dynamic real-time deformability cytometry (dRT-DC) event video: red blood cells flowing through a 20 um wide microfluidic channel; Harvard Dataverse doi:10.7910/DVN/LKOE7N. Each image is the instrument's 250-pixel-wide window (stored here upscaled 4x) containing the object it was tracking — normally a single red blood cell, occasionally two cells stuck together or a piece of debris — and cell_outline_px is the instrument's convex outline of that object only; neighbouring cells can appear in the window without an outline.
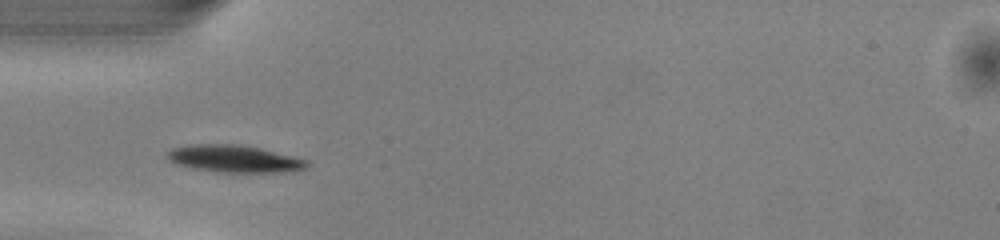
{"species": "common noctule bat (a hibernating species)", "species_latin": "Nyctalus noctula", "temperature_condition": "warm", "stored_images_in_passage": 35, "camera_frame_rate_fps": 3000, "um_per_image_px": 0.085, "animal": {"sex": "male", "body_mass_g": 13.0, "forearm_length_mm": 53.1}, "frame": {"image": 1, "passage_image": 1, "time_ms": 0.0, "image_size_px": [1000, 240], "cell_outline_px": [[308, 168], [296, 172], [216, 172], [192, 168], [168, 160], [168, 152], [172, 148], [192, 144], [232, 144], [260, 148], [308, 160]], "centroid_in_image_um": [19.97, 13.51], "position_along_channel_um": 65.0, "area_um2": 22.08}}
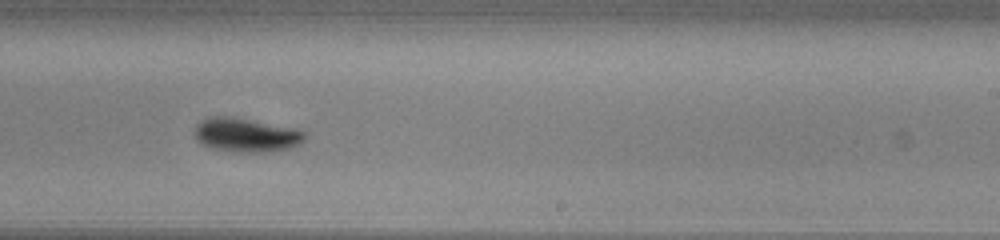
{"frame": {"image": 2, "passage_image": 16, "time_ms": 5.0, "image_size_px": [1000, 240], "cell_outline_px": [[304, 140], [300, 144], [288, 148], [268, 152], [244, 152], [212, 148], [200, 144], [196, 140], [196, 124], [208, 116], [228, 116], [296, 128], [304, 132]], "centroid_in_image_um": [20.9, 11.47], "position_along_channel_um": 268.1, "area_um2": 21.62}}
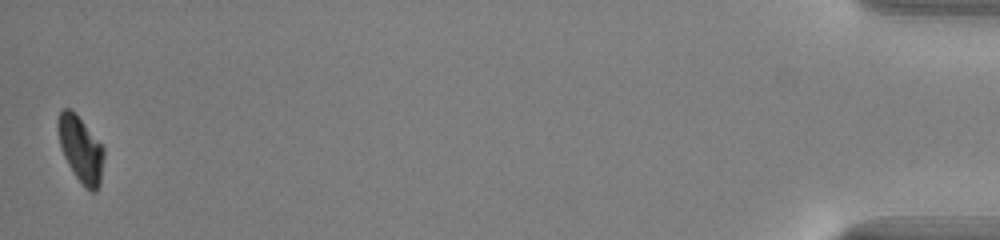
{"frame": {"image": 3, "passage_image": 35, "time_ms": 11.333, "image_size_px": [1000, 240], "cell_outline_px": [[104, 156], [100, 184], [96, 192], [88, 192], [84, 188], [68, 164], [60, 148], [56, 128], [56, 124], [60, 112], [64, 108], [68, 108], [80, 120], [104, 148]], "centroid_in_image_um": [6.84, 12.75], "position_along_channel_um": 428.4, "area_um2": 17.46}, "authors_computed_cell_mechanics": {"area_um2": 20.6346, "velocity_mm_per_s": 4.0757, "shape_relaxation_time_tau1_ms": 1.5456, "shape_relaxation_time_tau2_ms": null, "deformation_change_tau1": 0.1364, "deformation_change_tau2": null}}